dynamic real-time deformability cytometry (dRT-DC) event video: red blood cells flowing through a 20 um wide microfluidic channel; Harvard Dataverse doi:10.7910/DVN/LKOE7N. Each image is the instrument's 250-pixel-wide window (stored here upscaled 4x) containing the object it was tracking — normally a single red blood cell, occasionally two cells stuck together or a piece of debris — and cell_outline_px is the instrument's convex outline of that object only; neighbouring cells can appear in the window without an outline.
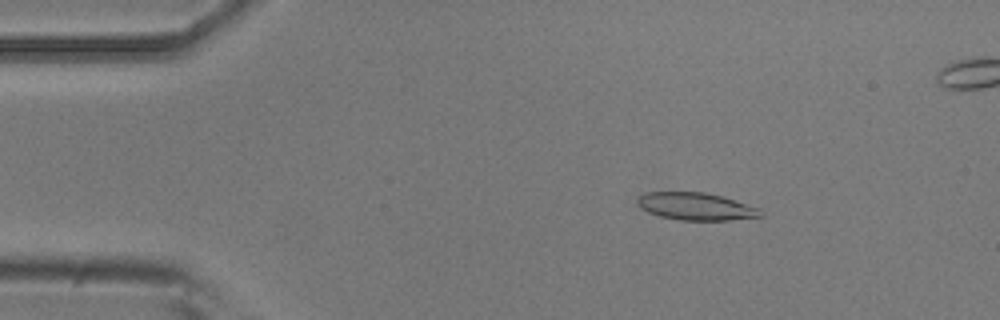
{"species": "common noctule bat (a hibernating species)", "species_latin": "Nyctalus noctula", "temperature_condition": "room temperature", "stored_images_in_passage": 5, "camera_frame_rate_fps": 3000, "um_per_image_px": 0.085, "animal": {"sex": "male", "body_mass_g": 20.5, "forearm_length_mm": 52.5}, "frame": {"image": 1, "passage_image": 2, "time_ms": 0.333, "image_size_px": [1000, 320], "cell_outline_px": [[764, 216], [728, 220], [680, 220], [660, 216], [648, 212], [640, 208], [636, 204], [636, 200], [644, 192], [704, 192], [724, 196], [760, 208]], "centroid_in_image_um": [59.15, 17.54], "position_along_channel_um": 25.8, "area_um2": 19.88}}